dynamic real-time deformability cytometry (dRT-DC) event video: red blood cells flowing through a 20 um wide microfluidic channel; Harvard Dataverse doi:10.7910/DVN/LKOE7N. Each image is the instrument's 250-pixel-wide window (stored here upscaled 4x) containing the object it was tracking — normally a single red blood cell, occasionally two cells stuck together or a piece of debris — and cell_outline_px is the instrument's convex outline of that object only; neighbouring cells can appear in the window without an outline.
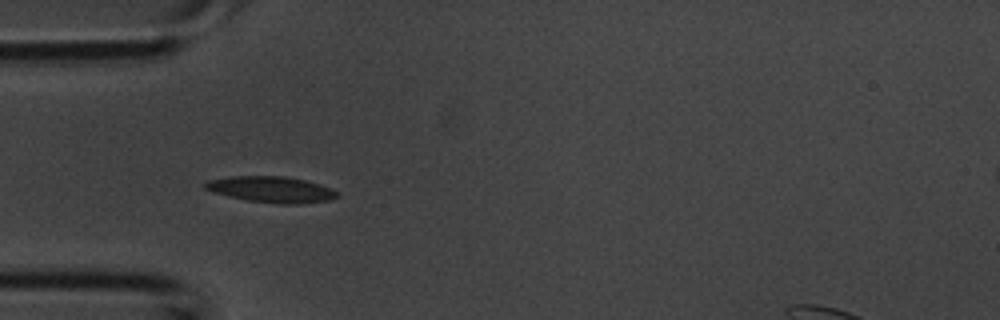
{"species": "common noctule bat (a hibernating species)", "species_latin": "Nyctalus noctula", "temperature_condition": "room temperature", "stored_images_in_passage": 4, "camera_frame_rate_fps": 3000, "um_per_image_px": 0.085, "animal": {"sex": "male", "body_mass_g": 20.1, "forearm_length_mm": 53.5}, "frame": {"image": 1, "passage_image": 3, "time_ms": 0.667, "image_size_px": [1000, 320], "cell_outline_px": [[340, 196], [328, 200], [300, 204], [280, 204], [248, 200], [228, 196], [204, 188], [204, 184], [208, 180], [232, 176], [284, 176], [304, 180], [320, 184], [336, 192]], "centroid_in_image_um": [23.06, 16.1], "position_along_channel_um": 61.9, "area_um2": 19.77}}
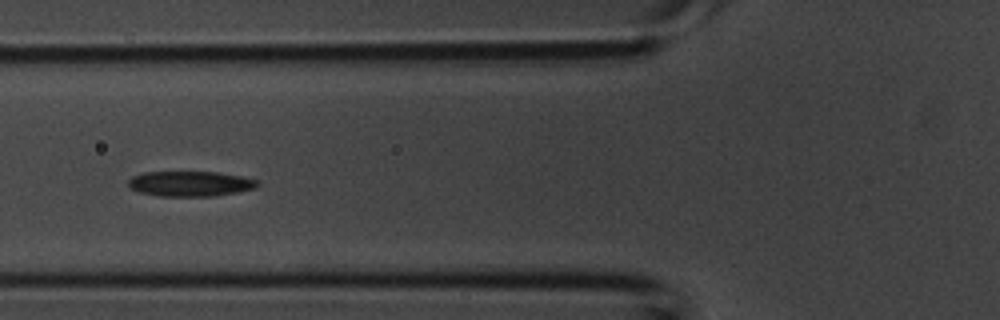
{"frame": {"image": 2, "passage_image": 4, "time_ms": 1.0, "image_size_px": [1000, 320], "cell_outline_px": [[260, 184], [256, 188], [216, 196], [160, 196], [140, 192], [132, 188], [128, 184], [128, 180], [132, 176], [144, 172], [216, 172], [240, 176], [260, 180]], "centroid_in_image_um": [16.2, 15.61], "position_along_channel_um": 109.6, "area_um2": 18.96}}